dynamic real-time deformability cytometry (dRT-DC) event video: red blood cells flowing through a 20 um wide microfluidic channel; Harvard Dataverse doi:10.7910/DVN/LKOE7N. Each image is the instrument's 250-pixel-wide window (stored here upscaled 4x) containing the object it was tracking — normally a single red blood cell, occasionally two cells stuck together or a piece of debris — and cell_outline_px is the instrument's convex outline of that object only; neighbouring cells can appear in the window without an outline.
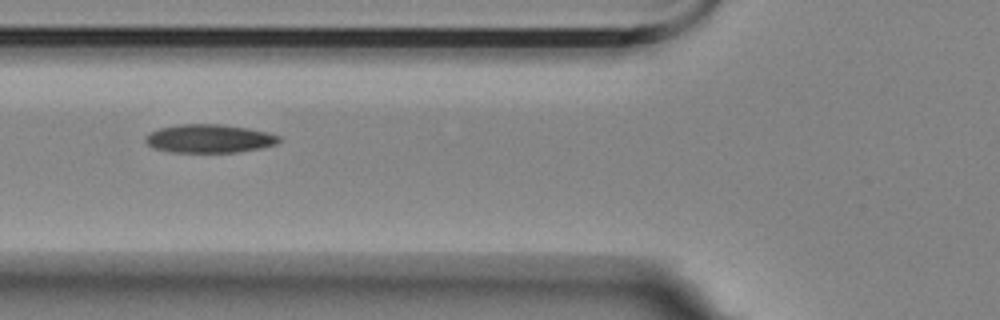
{"species": "Egyptian fruit bat (a non-hibernating species)", "species_latin": "Rousettus aegyptiacus", "temperature_condition": "room temperature", "stored_images_in_passage": 11, "camera_frame_rate_fps": 3000, "um_per_image_px": 0.085, "animal": {"sex": "female"}, "frame": {"image": 1, "passage_image": 2, "time_ms": 1.0, "image_size_px": [1000, 320], "cell_outline_px": [[280, 140], [276, 144], [260, 148], [236, 152], [172, 152], [156, 148], [148, 144], [144, 140], [144, 136], [148, 132], [160, 128], [180, 124], [220, 124], [248, 128], [268, 132], [280, 136]], "centroid_in_image_um": [17.77, 11.77], "position_along_channel_um": 108.0, "area_um2": 22.08}}
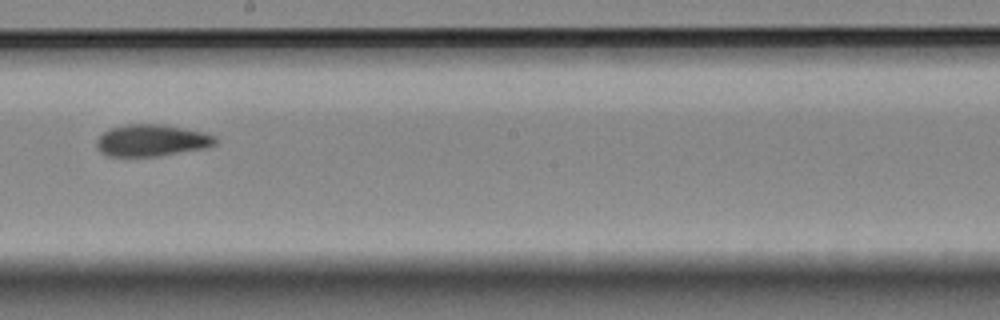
{"frame": {"image": 2, "passage_image": 5, "time_ms": 4.667, "image_size_px": [1000, 320], "cell_outline_px": [[216, 144], [208, 148], [156, 156], [108, 156], [100, 152], [96, 148], [96, 140], [104, 132], [112, 128], [124, 124], [164, 124], [204, 132], [216, 136]], "centroid_in_image_um": [12.9, 11.93], "position_along_channel_um": 235.3, "area_um2": 22.14}}
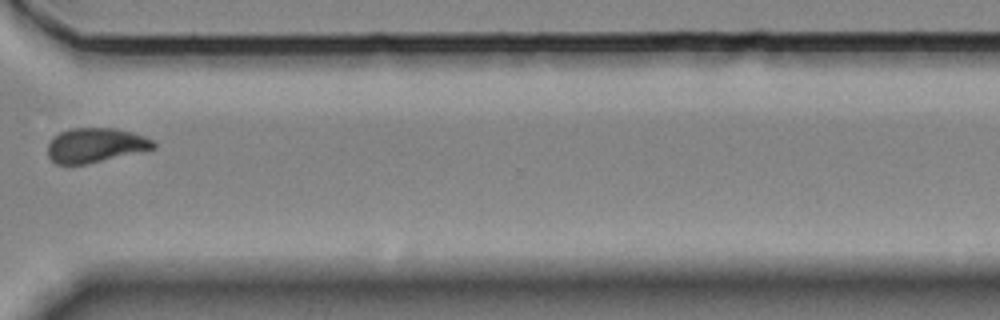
{"frame": {"image": 3, "passage_image": 8, "time_ms": 8.333, "image_size_px": [1000, 320], "cell_outline_px": [[156, 148], [88, 164], [56, 164], [48, 156], [48, 144], [52, 136], [68, 128], [116, 128], [132, 132], [152, 140], [156, 144]], "centroid_in_image_um": [8.08, 12.34], "position_along_channel_um": 362.5, "area_um2": 21.33}}